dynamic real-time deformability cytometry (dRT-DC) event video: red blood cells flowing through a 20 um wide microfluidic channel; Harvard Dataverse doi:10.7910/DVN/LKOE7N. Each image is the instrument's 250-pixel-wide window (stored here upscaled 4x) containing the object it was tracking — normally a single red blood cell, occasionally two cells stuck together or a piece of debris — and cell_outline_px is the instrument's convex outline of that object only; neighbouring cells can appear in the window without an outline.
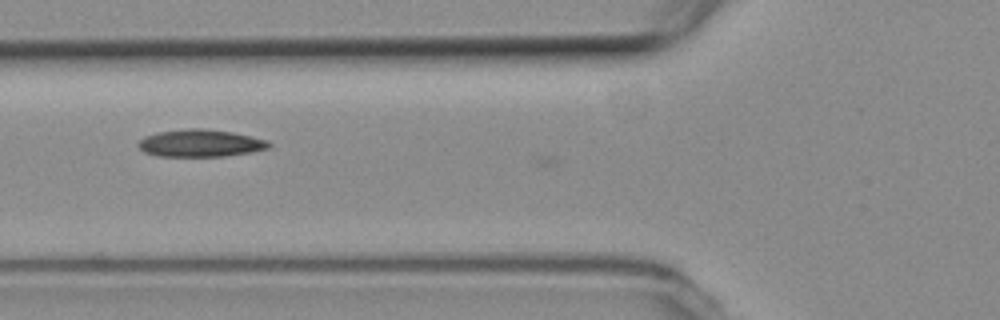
{"species": "common noctule bat (a hibernating species)", "species_latin": "Nyctalus noctula", "temperature_condition": "room temperature", "stored_images_in_passage": 6, "camera_frame_rate_fps": 3000, "um_per_image_px": 0.085, "animal": {"sex": "female", "body_mass_g": 19.3, "forearm_length_mm": 54.1}, "frame": {"image": 1, "passage_image": 2, "time_ms": 0.333, "image_size_px": [1000, 320], "cell_outline_px": [[272, 144], [268, 148], [248, 152], [224, 156], [160, 156], [144, 152], [136, 144], [144, 136], [156, 132], [188, 128], [204, 128], [232, 132], [252, 136], [264, 140]], "centroid_in_image_um": [16.98, 12.16], "position_along_channel_um": 108.8, "area_um2": 20.69}}
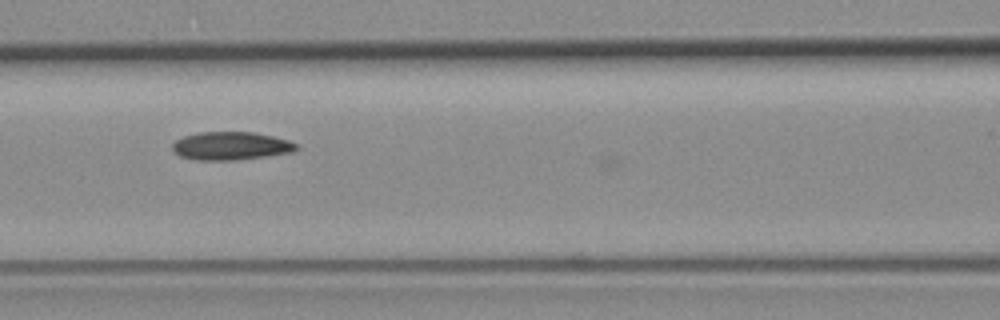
{"frame": {"image": 2, "passage_image": 5, "time_ms": 1.333, "image_size_px": [1000, 320], "cell_outline_px": [[300, 148], [292, 152], [236, 160], [192, 160], [180, 156], [172, 152], [172, 144], [176, 140], [184, 136], [200, 132], [256, 132], [288, 140], [296, 144]], "centroid_in_image_um": [19.59, 12.4], "position_along_channel_um": 147.0, "area_um2": 20.4}}